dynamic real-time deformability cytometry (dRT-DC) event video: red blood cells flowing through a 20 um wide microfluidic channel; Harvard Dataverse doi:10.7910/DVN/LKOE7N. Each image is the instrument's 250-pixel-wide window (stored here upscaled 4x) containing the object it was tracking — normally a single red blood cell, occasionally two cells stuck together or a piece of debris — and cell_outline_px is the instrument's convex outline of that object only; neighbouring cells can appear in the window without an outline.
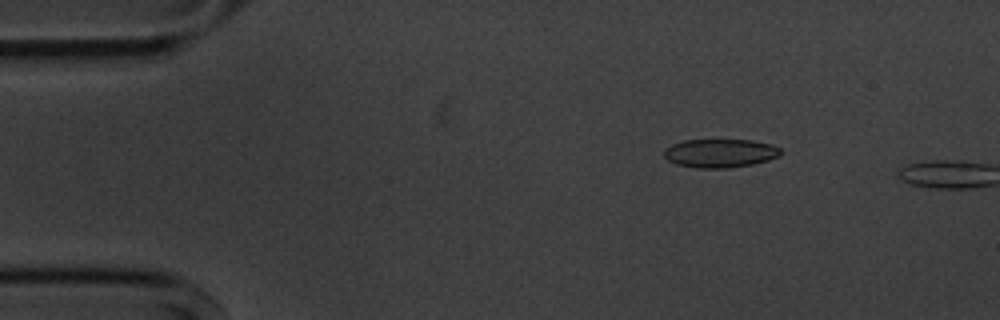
{"species": "common noctule bat (a hibernating species)", "species_latin": "Nyctalus noctula", "temperature_condition": "cold", "stored_images_in_passage": 4, "segment_of_instrument_passage": [1, 2], "camera_frame_rate_fps": 3000, "um_per_image_px": 0.085, "animal": {"sex": "male", "body_mass_g": 20.1, "forearm_length_mm": 53.5}, "frame": {"image": 1, "passage_image": 3, "time_ms": 0.667, "image_size_px": [1000, 320], "cell_outline_px": [[780, 156], [768, 160], [752, 164], [728, 168], [696, 168], [676, 164], [668, 160], [664, 156], [664, 148], [672, 144], [684, 140], [752, 140], [772, 144], [780, 148]], "centroid_in_image_um": [61.2, 13.02], "position_along_channel_um": 23.8, "area_um2": 19.48}}